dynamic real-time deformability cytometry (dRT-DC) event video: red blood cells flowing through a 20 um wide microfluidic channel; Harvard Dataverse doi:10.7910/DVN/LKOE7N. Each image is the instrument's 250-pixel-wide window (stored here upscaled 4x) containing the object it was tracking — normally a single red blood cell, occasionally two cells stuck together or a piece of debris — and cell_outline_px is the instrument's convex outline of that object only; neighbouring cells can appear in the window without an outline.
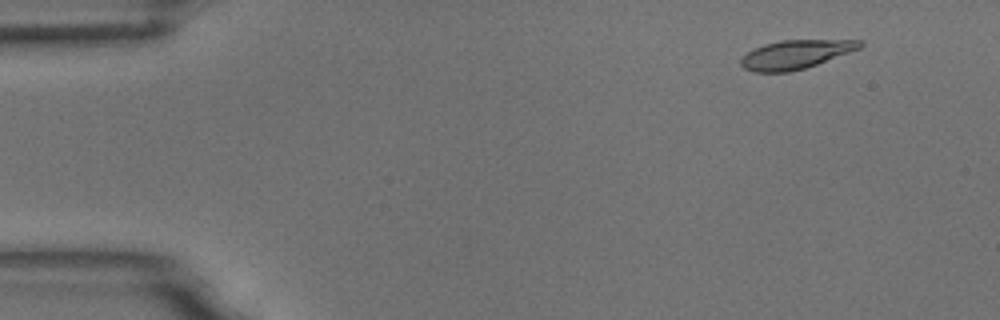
{"species": "common noctule bat (a hibernating species)", "species_latin": "Nyctalus noctula", "temperature_condition": "room temperature", "stored_images_in_passage": 8, "camera_frame_rate_fps": 3000, "um_per_image_px": 0.085, "animal": {"sex": "male", "body_mass_g": 18.8}, "frame": {"image": 1, "passage_image": 2, "time_ms": 0.333, "image_size_px": [1000, 320], "cell_outline_px": [[864, 44], [860, 48], [816, 64], [804, 68], [788, 72], [752, 72], [744, 68], [740, 64], [740, 60], [752, 48], [764, 44], [780, 40], [864, 40]], "centroid_in_image_um": [67.6, 4.62], "position_along_channel_um": 17.4, "area_um2": 19.83}}
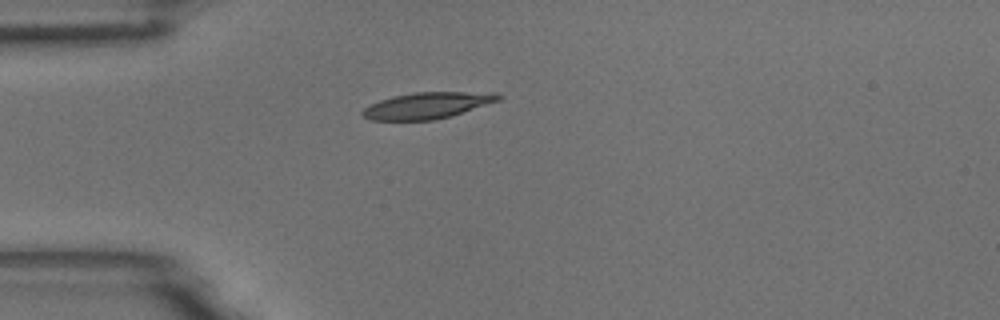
{"frame": {"image": 2, "passage_image": 5, "time_ms": 1.333, "image_size_px": [1000, 320], "cell_outline_px": [[504, 96], [500, 100], [452, 116], [432, 120], [372, 120], [360, 116], [360, 112], [364, 108], [380, 100], [392, 96], [412, 92], [500, 92]], "centroid_in_image_um": [36.35, 8.95], "position_along_channel_um": 48.6, "area_um2": 21.1}}